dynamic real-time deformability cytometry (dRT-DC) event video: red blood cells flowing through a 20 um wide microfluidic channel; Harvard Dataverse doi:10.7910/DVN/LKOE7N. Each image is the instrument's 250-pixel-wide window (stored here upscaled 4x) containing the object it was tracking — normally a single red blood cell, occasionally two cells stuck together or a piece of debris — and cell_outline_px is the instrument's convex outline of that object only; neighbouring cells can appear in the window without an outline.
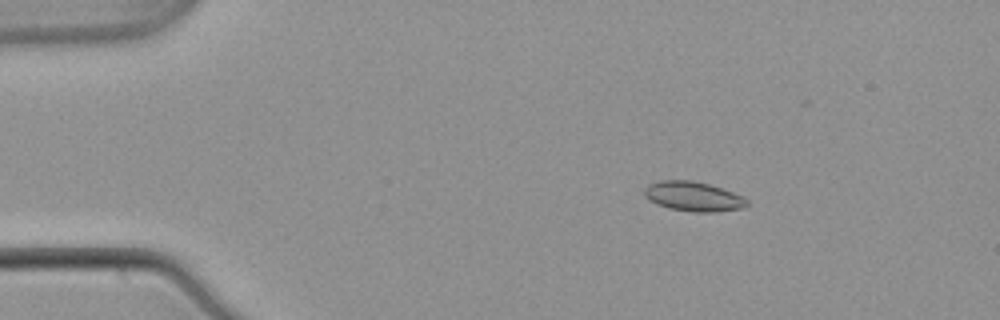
{"species": "common noctule bat (a hibernating species)", "species_latin": "Nyctalus noctula", "temperature_condition": "warm", "stored_images_in_passage": 53, "camera_frame_rate_fps": 3000, "um_per_image_px": 0.085, "animal": {"sex": "male", "body_mass_g": 21.5, "forearm_length_mm": 52.0}, "frame": {"image": 1, "passage_image": 8, "time_ms": 2.333, "image_size_px": [1000, 320], "cell_outline_px": [[748, 204], [740, 208], [716, 212], [692, 212], [668, 208], [656, 204], [648, 200], [644, 196], [644, 188], [648, 184], [664, 180], [692, 180], [708, 184], [744, 196], [748, 200]], "centroid_in_image_um": [58.9, 16.7], "position_along_channel_um": 26.1, "area_um2": 17.74}}
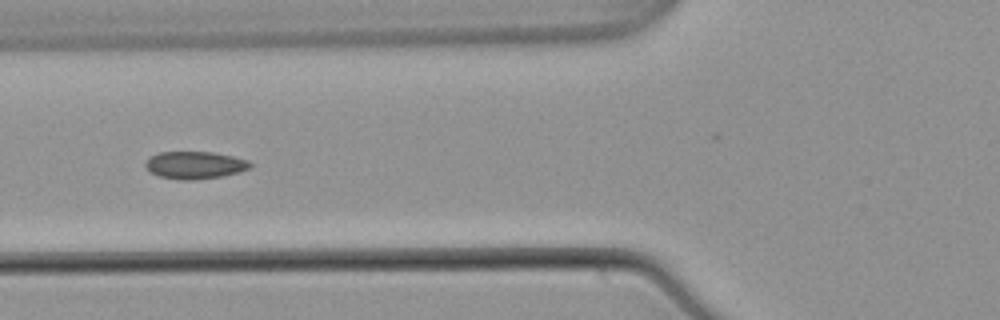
{"frame": {"image": 2, "passage_image": 20, "time_ms": 6.333, "image_size_px": [1000, 320], "cell_outline_px": [[252, 168], [240, 172], [224, 176], [196, 180], [180, 180], [160, 176], [152, 172], [144, 164], [152, 156], [160, 152], [212, 152], [232, 156], [248, 160], [252, 164]], "centroid_in_image_um": [16.63, 14.04], "position_along_channel_um": 109.2, "area_um2": 16.7}}
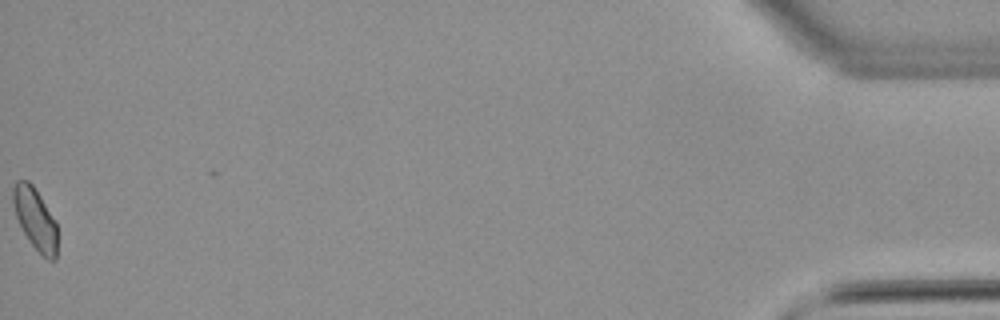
{"frame": {"image": 3, "passage_image": 53, "time_ms": 17.333, "image_size_px": [1000, 320], "cell_outline_px": [[56, 260], [48, 260], [32, 244], [24, 232], [16, 216], [12, 200], [12, 188], [16, 180], [28, 180], [32, 184], [56, 220]], "centroid_in_image_um": [2.98, 18.56], "position_along_channel_um": 432.2, "area_um2": 15.66}, "authors_computed_cell_mechanics": {"area_um2": 16.4152, "velocity_mm_per_s": 3.8592, "shape_relaxation_time_tau1_ms": null, "shape_relaxation_time_tau2_ms": 2.6004, "deformation_change_tau1": null, "deformation_change_tau2": 0.0525}}